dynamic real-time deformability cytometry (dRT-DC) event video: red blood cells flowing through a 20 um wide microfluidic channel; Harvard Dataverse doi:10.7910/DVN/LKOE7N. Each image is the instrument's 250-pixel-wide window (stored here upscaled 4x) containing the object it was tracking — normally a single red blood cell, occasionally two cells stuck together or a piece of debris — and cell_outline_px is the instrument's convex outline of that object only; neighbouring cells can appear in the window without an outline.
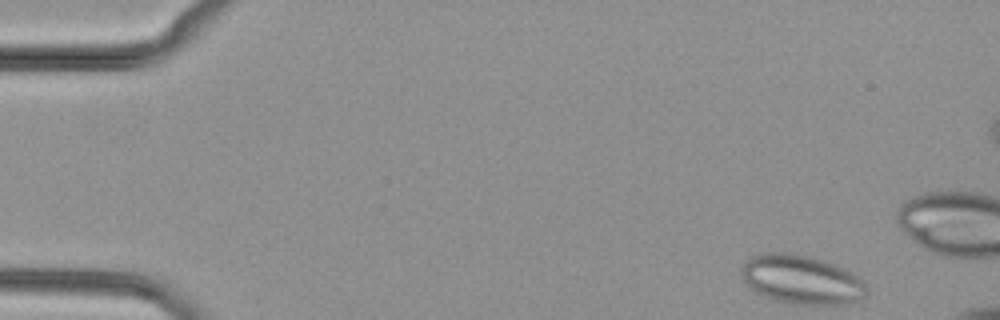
{"species": "common noctule bat (a hibernating species)", "species_latin": "Nyctalus noctula", "temperature_condition": "cold", "stored_images_in_passage": 10, "camera_frame_rate_fps": 3000, "um_per_image_px": 0.085, "animal": {"sex": "female", "body_mass_g": 29.2, "forearm_length_mm": 56.3}, "frame": {"image": 1, "passage_image": 1, "time_ms": 0.0, "image_size_px": [1000, 320], "cell_outline_px": [[868, 292], [860, 300], [844, 304], [800, 304], [772, 300], [756, 292], [744, 280], [740, 272], [740, 268], [744, 260], [748, 256], [760, 252], [784, 252], [812, 256], [836, 264], [860, 276], [864, 280], [868, 288]], "centroid_in_image_um": [68.13, 23.73], "position_along_channel_um": 16.9, "area_um2": 36.41}}